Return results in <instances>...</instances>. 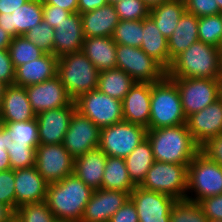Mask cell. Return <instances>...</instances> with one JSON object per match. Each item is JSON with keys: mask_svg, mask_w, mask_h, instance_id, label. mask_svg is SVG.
Wrapping results in <instances>:
<instances>
[{"mask_svg": "<svg viewBox=\"0 0 222 222\" xmlns=\"http://www.w3.org/2000/svg\"><path fill=\"white\" fill-rule=\"evenodd\" d=\"M94 190L74 174L49 183L46 202L58 222H80Z\"/></svg>", "mask_w": 222, "mask_h": 222, "instance_id": "1", "label": "cell"}, {"mask_svg": "<svg viewBox=\"0 0 222 222\" xmlns=\"http://www.w3.org/2000/svg\"><path fill=\"white\" fill-rule=\"evenodd\" d=\"M155 161L189 165L200 146L194 141L187 124L147 129Z\"/></svg>", "mask_w": 222, "mask_h": 222, "instance_id": "2", "label": "cell"}, {"mask_svg": "<svg viewBox=\"0 0 222 222\" xmlns=\"http://www.w3.org/2000/svg\"><path fill=\"white\" fill-rule=\"evenodd\" d=\"M220 52L210 44L200 40L177 55L167 69L169 78H219Z\"/></svg>", "mask_w": 222, "mask_h": 222, "instance_id": "3", "label": "cell"}, {"mask_svg": "<svg viewBox=\"0 0 222 222\" xmlns=\"http://www.w3.org/2000/svg\"><path fill=\"white\" fill-rule=\"evenodd\" d=\"M179 90L167 75L160 81L151 83L150 121L147 129L186 124Z\"/></svg>", "mask_w": 222, "mask_h": 222, "instance_id": "4", "label": "cell"}, {"mask_svg": "<svg viewBox=\"0 0 222 222\" xmlns=\"http://www.w3.org/2000/svg\"><path fill=\"white\" fill-rule=\"evenodd\" d=\"M4 143L10 157L11 169L35 166L36 148L39 143L38 121L1 122Z\"/></svg>", "mask_w": 222, "mask_h": 222, "instance_id": "5", "label": "cell"}, {"mask_svg": "<svg viewBox=\"0 0 222 222\" xmlns=\"http://www.w3.org/2000/svg\"><path fill=\"white\" fill-rule=\"evenodd\" d=\"M57 75L73 101L97 89L99 71L82 50L58 58Z\"/></svg>", "mask_w": 222, "mask_h": 222, "instance_id": "6", "label": "cell"}, {"mask_svg": "<svg viewBox=\"0 0 222 222\" xmlns=\"http://www.w3.org/2000/svg\"><path fill=\"white\" fill-rule=\"evenodd\" d=\"M219 194H222V166L199 151L188 165L186 200L198 203Z\"/></svg>", "mask_w": 222, "mask_h": 222, "instance_id": "7", "label": "cell"}, {"mask_svg": "<svg viewBox=\"0 0 222 222\" xmlns=\"http://www.w3.org/2000/svg\"><path fill=\"white\" fill-rule=\"evenodd\" d=\"M187 179L188 165L154 161L140 187L183 200L186 199Z\"/></svg>", "mask_w": 222, "mask_h": 222, "instance_id": "8", "label": "cell"}, {"mask_svg": "<svg viewBox=\"0 0 222 222\" xmlns=\"http://www.w3.org/2000/svg\"><path fill=\"white\" fill-rule=\"evenodd\" d=\"M146 136V127L122 121L101 128L99 148L107 156L126 158Z\"/></svg>", "mask_w": 222, "mask_h": 222, "instance_id": "9", "label": "cell"}, {"mask_svg": "<svg viewBox=\"0 0 222 222\" xmlns=\"http://www.w3.org/2000/svg\"><path fill=\"white\" fill-rule=\"evenodd\" d=\"M116 68L140 83H154L167 75V70L141 48L121 44L116 48Z\"/></svg>", "mask_w": 222, "mask_h": 222, "instance_id": "10", "label": "cell"}, {"mask_svg": "<svg viewBox=\"0 0 222 222\" xmlns=\"http://www.w3.org/2000/svg\"><path fill=\"white\" fill-rule=\"evenodd\" d=\"M178 90L186 118L212 104L220 97L219 78H171Z\"/></svg>", "mask_w": 222, "mask_h": 222, "instance_id": "11", "label": "cell"}, {"mask_svg": "<svg viewBox=\"0 0 222 222\" xmlns=\"http://www.w3.org/2000/svg\"><path fill=\"white\" fill-rule=\"evenodd\" d=\"M74 103L76 110L91 119L100 129L124 121L122 101L98 89L82 94Z\"/></svg>", "mask_w": 222, "mask_h": 222, "instance_id": "12", "label": "cell"}, {"mask_svg": "<svg viewBox=\"0 0 222 222\" xmlns=\"http://www.w3.org/2000/svg\"><path fill=\"white\" fill-rule=\"evenodd\" d=\"M35 167L48 184L54 183L73 174L74 158L62 143L39 144L36 148Z\"/></svg>", "mask_w": 222, "mask_h": 222, "instance_id": "13", "label": "cell"}, {"mask_svg": "<svg viewBox=\"0 0 222 222\" xmlns=\"http://www.w3.org/2000/svg\"><path fill=\"white\" fill-rule=\"evenodd\" d=\"M100 128L77 110L71 117L70 125L64 135L63 146L75 159L87 151L99 147Z\"/></svg>", "mask_w": 222, "mask_h": 222, "instance_id": "14", "label": "cell"}, {"mask_svg": "<svg viewBox=\"0 0 222 222\" xmlns=\"http://www.w3.org/2000/svg\"><path fill=\"white\" fill-rule=\"evenodd\" d=\"M139 222H170L171 208L177 201L169 195L136 186L130 193Z\"/></svg>", "mask_w": 222, "mask_h": 222, "instance_id": "15", "label": "cell"}, {"mask_svg": "<svg viewBox=\"0 0 222 222\" xmlns=\"http://www.w3.org/2000/svg\"><path fill=\"white\" fill-rule=\"evenodd\" d=\"M75 111L76 105L72 101L68 106L44 110L36 114L39 143L43 145L63 143Z\"/></svg>", "mask_w": 222, "mask_h": 222, "instance_id": "16", "label": "cell"}, {"mask_svg": "<svg viewBox=\"0 0 222 222\" xmlns=\"http://www.w3.org/2000/svg\"><path fill=\"white\" fill-rule=\"evenodd\" d=\"M25 89L36 114L44 110L68 106L73 101L58 75L47 81L27 86Z\"/></svg>", "mask_w": 222, "mask_h": 222, "instance_id": "17", "label": "cell"}, {"mask_svg": "<svg viewBox=\"0 0 222 222\" xmlns=\"http://www.w3.org/2000/svg\"><path fill=\"white\" fill-rule=\"evenodd\" d=\"M188 130L201 146L209 138L222 134V97L187 118Z\"/></svg>", "mask_w": 222, "mask_h": 222, "instance_id": "18", "label": "cell"}, {"mask_svg": "<svg viewBox=\"0 0 222 222\" xmlns=\"http://www.w3.org/2000/svg\"><path fill=\"white\" fill-rule=\"evenodd\" d=\"M130 195L123 191L100 188L94 190L80 222H109Z\"/></svg>", "mask_w": 222, "mask_h": 222, "instance_id": "19", "label": "cell"}, {"mask_svg": "<svg viewBox=\"0 0 222 222\" xmlns=\"http://www.w3.org/2000/svg\"><path fill=\"white\" fill-rule=\"evenodd\" d=\"M15 172V212L20 205L46 200L48 183L35 166L16 169Z\"/></svg>", "mask_w": 222, "mask_h": 222, "instance_id": "20", "label": "cell"}, {"mask_svg": "<svg viewBox=\"0 0 222 222\" xmlns=\"http://www.w3.org/2000/svg\"><path fill=\"white\" fill-rule=\"evenodd\" d=\"M43 20L41 0H29L17 10L0 13V27L12 37L22 36Z\"/></svg>", "mask_w": 222, "mask_h": 222, "instance_id": "21", "label": "cell"}, {"mask_svg": "<svg viewBox=\"0 0 222 222\" xmlns=\"http://www.w3.org/2000/svg\"><path fill=\"white\" fill-rule=\"evenodd\" d=\"M36 118L25 87L6 85L0 103L1 122H21Z\"/></svg>", "mask_w": 222, "mask_h": 222, "instance_id": "22", "label": "cell"}, {"mask_svg": "<svg viewBox=\"0 0 222 222\" xmlns=\"http://www.w3.org/2000/svg\"><path fill=\"white\" fill-rule=\"evenodd\" d=\"M54 30L53 54L57 58L82 50L84 35L80 13H71Z\"/></svg>", "mask_w": 222, "mask_h": 222, "instance_id": "23", "label": "cell"}, {"mask_svg": "<svg viewBox=\"0 0 222 222\" xmlns=\"http://www.w3.org/2000/svg\"><path fill=\"white\" fill-rule=\"evenodd\" d=\"M151 83L136 82L122 100V112L125 122L144 127L150 121Z\"/></svg>", "mask_w": 222, "mask_h": 222, "instance_id": "24", "label": "cell"}, {"mask_svg": "<svg viewBox=\"0 0 222 222\" xmlns=\"http://www.w3.org/2000/svg\"><path fill=\"white\" fill-rule=\"evenodd\" d=\"M58 58L52 53H45L40 58L26 62L15 68L14 84L27 87L38 84L57 75Z\"/></svg>", "mask_w": 222, "mask_h": 222, "instance_id": "25", "label": "cell"}, {"mask_svg": "<svg viewBox=\"0 0 222 222\" xmlns=\"http://www.w3.org/2000/svg\"><path fill=\"white\" fill-rule=\"evenodd\" d=\"M107 155L98 147L74 159L73 174L93 190L102 186Z\"/></svg>", "mask_w": 222, "mask_h": 222, "instance_id": "26", "label": "cell"}, {"mask_svg": "<svg viewBox=\"0 0 222 222\" xmlns=\"http://www.w3.org/2000/svg\"><path fill=\"white\" fill-rule=\"evenodd\" d=\"M84 37H112L120 21L113 4L81 13Z\"/></svg>", "mask_w": 222, "mask_h": 222, "instance_id": "27", "label": "cell"}, {"mask_svg": "<svg viewBox=\"0 0 222 222\" xmlns=\"http://www.w3.org/2000/svg\"><path fill=\"white\" fill-rule=\"evenodd\" d=\"M117 44L112 37H84L82 52L99 72L116 68Z\"/></svg>", "mask_w": 222, "mask_h": 222, "instance_id": "28", "label": "cell"}, {"mask_svg": "<svg viewBox=\"0 0 222 222\" xmlns=\"http://www.w3.org/2000/svg\"><path fill=\"white\" fill-rule=\"evenodd\" d=\"M140 48L166 70L170 67L172 61L169 58L168 40L162 35L150 16L143 19V36Z\"/></svg>", "mask_w": 222, "mask_h": 222, "instance_id": "29", "label": "cell"}, {"mask_svg": "<svg viewBox=\"0 0 222 222\" xmlns=\"http://www.w3.org/2000/svg\"><path fill=\"white\" fill-rule=\"evenodd\" d=\"M199 40L198 17L184 12L173 34L168 39L169 58L172 61L177 55Z\"/></svg>", "mask_w": 222, "mask_h": 222, "instance_id": "30", "label": "cell"}, {"mask_svg": "<svg viewBox=\"0 0 222 222\" xmlns=\"http://www.w3.org/2000/svg\"><path fill=\"white\" fill-rule=\"evenodd\" d=\"M185 11L184 0H170L152 8L149 16L154 20L162 35L168 40Z\"/></svg>", "mask_w": 222, "mask_h": 222, "instance_id": "31", "label": "cell"}, {"mask_svg": "<svg viewBox=\"0 0 222 222\" xmlns=\"http://www.w3.org/2000/svg\"><path fill=\"white\" fill-rule=\"evenodd\" d=\"M124 160L132 183L140 186L155 161L149 140H143Z\"/></svg>", "mask_w": 222, "mask_h": 222, "instance_id": "32", "label": "cell"}, {"mask_svg": "<svg viewBox=\"0 0 222 222\" xmlns=\"http://www.w3.org/2000/svg\"><path fill=\"white\" fill-rule=\"evenodd\" d=\"M135 187L129 177L124 158L107 156L101 188L123 191L130 195Z\"/></svg>", "mask_w": 222, "mask_h": 222, "instance_id": "33", "label": "cell"}, {"mask_svg": "<svg viewBox=\"0 0 222 222\" xmlns=\"http://www.w3.org/2000/svg\"><path fill=\"white\" fill-rule=\"evenodd\" d=\"M135 83L136 81L124 70L114 68L99 72L97 89L122 101Z\"/></svg>", "mask_w": 222, "mask_h": 222, "instance_id": "34", "label": "cell"}, {"mask_svg": "<svg viewBox=\"0 0 222 222\" xmlns=\"http://www.w3.org/2000/svg\"><path fill=\"white\" fill-rule=\"evenodd\" d=\"M8 50L14 68L40 58L45 54L44 51L30 42L24 35L13 37Z\"/></svg>", "mask_w": 222, "mask_h": 222, "instance_id": "35", "label": "cell"}, {"mask_svg": "<svg viewBox=\"0 0 222 222\" xmlns=\"http://www.w3.org/2000/svg\"><path fill=\"white\" fill-rule=\"evenodd\" d=\"M143 36V20H120L115 27L112 39L116 44L140 48Z\"/></svg>", "mask_w": 222, "mask_h": 222, "instance_id": "36", "label": "cell"}, {"mask_svg": "<svg viewBox=\"0 0 222 222\" xmlns=\"http://www.w3.org/2000/svg\"><path fill=\"white\" fill-rule=\"evenodd\" d=\"M199 40L222 48V14L198 17Z\"/></svg>", "mask_w": 222, "mask_h": 222, "instance_id": "37", "label": "cell"}, {"mask_svg": "<svg viewBox=\"0 0 222 222\" xmlns=\"http://www.w3.org/2000/svg\"><path fill=\"white\" fill-rule=\"evenodd\" d=\"M16 222H58L46 201L20 205L15 212Z\"/></svg>", "mask_w": 222, "mask_h": 222, "instance_id": "38", "label": "cell"}, {"mask_svg": "<svg viewBox=\"0 0 222 222\" xmlns=\"http://www.w3.org/2000/svg\"><path fill=\"white\" fill-rule=\"evenodd\" d=\"M208 219L196 202L177 200L171 208L170 222H207Z\"/></svg>", "mask_w": 222, "mask_h": 222, "instance_id": "39", "label": "cell"}, {"mask_svg": "<svg viewBox=\"0 0 222 222\" xmlns=\"http://www.w3.org/2000/svg\"><path fill=\"white\" fill-rule=\"evenodd\" d=\"M54 34V28H52L48 23L42 20L32 29L28 30L24 36L45 53L53 54Z\"/></svg>", "mask_w": 222, "mask_h": 222, "instance_id": "40", "label": "cell"}, {"mask_svg": "<svg viewBox=\"0 0 222 222\" xmlns=\"http://www.w3.org/2000/svg\"><path fill=\"white\" fill-rule=\"evenodd\" d=\"M113 5L120 20H143L150 13V9L142 0H120Z\"/></svg>", "mask_w": 222, "mask_h": 222, "instance_id": "41", "label": "cell"}, {"mask_svg": "<svg viewBox=\"0 0 222 222\" xmlns=\"http://www.w3.org/2000/svg\"><path fill=\"white\" fill-rule=\"evenodd\" d=\"M0 203L15 212V172L13 169L0 171Z\"/></svg>", "mask_w": 222, "mask_h": 222, "instance_id": "42", "label": "cell"}, {"mask_svg": "<svg viewBox=\"0 0 222 222\" xmlns=\"http://www.w3.org/2000/svg\"><path fill=\"white\" fill-rule=\"evenodd\" d=\"M186 12L196 17H205L221 14L216 0H184Z\"/></svg>", "mask_w": 222, "mask_h": 222, "instance_id": "43", "label": "cell"}, {"mask_svg": "<svg viewBox=\"0 0 222 222\" xmlns=\"http://www.w3.org/2000/svg\"><path fill=\"white\" fill-rule=\"evenodd\" d=\"M207 219H222V194L198 202Z\"/></svg>", "mask_w": 222, "mask_h": 222, "instance_id": "44", "label": "cell"}, {"mask_svg": "<svg viewBox=\"0 0 222 222\" xmlns=\"http://www.w3.org/2000/svg\"><path fill=\"white\" fill-rule=\"evenodd\" d=\"M200 151L209 159L222 166V134L209 138L200 146Z\"/></svg>", "mask_w": 222, "mask_h": 222, "instance_id": "45", "label": "cell"}, {"mask_svg": "<svg viewBox=\"0 0 222 222\" xmlns=\"http://www.w3.org/2000/svg\"><path fill=\"white\" fill-rule=\"evenodd\" d=\"M0 81L12 85L15 81V68L8 49L0 50Z\"/></svg>", "mask_w": 222, "mask_h": 222, "instance_id": "46", "label": "cell"}, {"mask_svg": "<svg viewBox=\"0 0 222 222\" xmlns=\"http://www.w3.org/2000/svg\"><path fill=\"white\" fill-rule=\"evenodd\" d=\"M43 20L48 23L52 28H56L64 19L71 13L59 6H53L42 3Z\"/></svg>", "mask_w": 222, "mask_h": 222, "instance_id": "47", "label": "cell"}, {"mask_svg": "<svg viewBox=\"0 0 222 222\" xmlns=\"http://www.w3.org/2000/svg\"><path fill=\"white\" fill-rule=\"evenodd\" d=\"M109 222H139L136 208L130 197L123 206L114 213Z\"/></svg>", "mask_w": 222, "mask_h": 222, "instance_id": "48", "label": "cell"}, {"mask_svg": "<svg viewBox=\"0 0 222 222\" xmlns=\"http://www.w3.org/2000/svg\"><path fill=\"white\" fill-rule=\"evenodd\" d=\"M11 169L10 157L4 143V127L0 126V171Z\"/></svg>", "mask_w": 222, "mask_h": 222, "instance_id": "49", "label": "cell"}, {"mask_svg": "<svg viewBox=\"0 0 222 222\" xmlns=\"http://www.w3.org/2000/svg\"><path fill=\"white\" fill-rule=\"evenodd\" d=\"M44 4L59 6L70 13L78 12V0H41Z\"/></svg>", "mask_w": 222, "mask_h": 222, "instance_id": "50", "label": "cell"}, {"mask_svg": "<svg viewBox=\"0 0 222 222\" xmlns=\"http://www.w3.org/2000/svg\"><path fill=\"white\" fill-rule=\"evenodd\" d=\"M108 4L107 0H78V13L93 11Z\"/></svg>", "mask_w": 222, "mask_h": 222, "instance_id": "51", "label": "cell"}, {"mask_svg": "<svg viewBox=\"0 0 222 222\" xmlns=\"http://www.w3.org/2000/svg\"><path fill=\"white\" fill-rule=\"evenodd\" d=\"M29 0H0V13H12Z\"/></svg>", "mask_w": 222, "mask_h": 222, "instance_id": "52", "label": "cell"}, {"mask_svg": "<svg viewBox=\"0 0 222 222\" xmlns=\"http://www.w3.org/2000/svg\"><path fill=\"white\" fill-rule=\"evenodd\" d=\"M15 212L7 205L0 203V222H13Z\"/></svg>", "mask_w": 222, "mask_h": 222, "instance_id": "53", "label": "cell"}, {"mask_svg": "<svg viewBox=\"0 0 222 222\" xmlns=\"http://www.w3.org/2000/svg\"><path fill=\"white\" fill-rule=\"evenodd\" d=\"M12 36L0 27V50L8 49L12 41Z\"/></svg>", "mask_w": 222, "mask_h": 222, "instance_id": "54", "label": "cell"}, {"mask_svg": "<svg viewBox=\"0 0 222 222\" xmlns=\"http://www.w3.org/2000/svg\"><path fill=\"white\" fill-rule=\"evenodd\" d=\"M147 7L151 10L154 7L159 6L162 3L168 2L170 0H142Z\"/></svg>", "mask_w": 222, "mask_h": 222, "instance_id": "55", "label": "cell"}, {"mask_svg": "<svg viewBox=\"0 0 222 222\" xmlns=\"http://www.w3.org/2000/svg\"><path fill=\"white\" fill-rule=\"evenodd\" d=\"M220 74H219V80L220 82H222V48H221V52H220Z\"/></svg>", "mask_w": 222, "mask_h": 222, "instance_id": "56", "label": "cell"}, {"mask_svg": "<svg viewBox=\"0 0 222 222\" xmlns=\"http://www.w3.org/2000/svg\"><path fill=\"white\" fill-rule=\"evenodd\" d=\"M6 85L3 84L1 81H0V103H1V100H2V97H3V94H4V89H5Z\"/></svg>", "mask_w": 222, "mask_h": 222, "instance_id": "57", "label": "cell"}, {"mask_svg": "<svg viewBox=\"0 0 222 222\" xmlns=\"http://www.w3.org/2000/svg\"><path fill=\"white\" fill-rule=\"evenodd\" d=\"M207 222H222V219H208Z\"/></svg>", "mask_w": 222, "mask_h": 222, "instance_id": "58", "label": "cell"}, {"mask_svg": "<svg viewBox=\"0 0 222 222\" xmlns=\"http://www.w3.org/2000/svg\"><path fill=\"white\" fill-rule=\"evenodd\" d=\"M219 6V9L222 11V0H216Z\"/></svg>", "mask_w": 222, "mask_h": 222, "instance_id": "59", "label": "cell"}, {"mask_svg": "<svg viewBox=\"0 0 222 222\" xmlns=\"http://www.w3.org/2000/svg\"><path fill=\"white\" fill-rule=\"evenodd\" d=\"M107 1H108V3H110V4H114L115 2L120 1V0H107Z\"/></svg>", "mask_w": 222, "mask_h": 222, "instance_id": "60", "label": "cell"}, {"mask_svg": "<svg viewBox=\"0 0 222 222\" xmlns=\"http://www.w3.org/2000/svg\"><path fill=\"white\" fill-rule=\"evenodd\" d=\"M220 96L222 97V82H221V91H220Z\"/></svg>", "mask_w": 222, "mask_h": 222, "instance_id": "61", "label": "cell"}]
</instances>
